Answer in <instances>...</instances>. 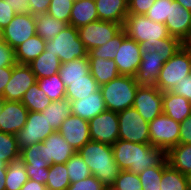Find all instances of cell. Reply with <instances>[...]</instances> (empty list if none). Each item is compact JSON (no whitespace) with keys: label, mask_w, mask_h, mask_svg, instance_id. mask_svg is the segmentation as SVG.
<instances>
[{"label":"cell","mask_w":191,"mask_h":190,"mask_svg":"<svg viewBox=\"0 0 191 190\" xmlns=\"http://www.w3.org/2000/svg\"><path fill=\"white\" fill-rule=\"evenodd\" d=\"M55 130L41 112L29 111L27 121L16 134L17 144L20 151L35 143L43 142Z\"/></svg>","instance_id":"cell-10"},{"label":"cell","mask_w":191,"mask_h":190,"mask_svg":"<svg viewBox=\"0 0 191 190\" xmlns=\"http://www.w3.org/2000/svg\"><path fill=\"white\" fill-rule=\"evenodd\" d=\"M21 102L28 111L42 112L52 101L36 82L25 92Z\"/></svg>","instance_id":"cell-35"},{"label":"cell","mask_w":191,"mask_h":190,"mask_svg":"<svg viewBox=\"0 0 191 190\" xmlns=\"http://www.w3.org/2000/svg\"><path fill=\"white\" fill-rule=\"evenodd\" d=\"M45 50L58 56L62 63L88 56V51L78 37L77 28L68 25L55 38L46 41Z\"/></svg>","instance_id":"cell-5"},{"label":"cell","mask_w":191,"mask_h":190,"mask_svg":"<svg viewBox=\"0 0 191 190\" xmlns=\"http://www.w3.org/2000/svg\"><path fill=\"white\" fill-rule=\"evenodd\" d=\"M66 168L70 183L78 182L92 175L89 166L83 161L78 152L66 162Z\"/></svg>","instance_id":"cell-40"},{"label":"cell","mask_w":191,"mask_h":190,"mask_svg":"<svg viewBox=\"0 0 191 190\" xmlns=\"http://www.w3.org/2000/svg\"><path fill=\"white\" fill-rule=\"evenodd\" d=\"M111 190H142L139 175L121 170Z\"/></svg>","instance_id":"cell-43"},{"label":"cell","mask_w":191,"mask_h":190,"mask_svg":"<svg viewBox=\"0 0 191 190\" xmlns=\"http://www.w3.org/2000/svg\"><path fill=\"white\" fill-rule=\"evenodd\" d=\"M163 113L181 123L191 114V103L183 96L171 91L163 92Z\"/></svg>","instance_id":"cell-23"},{"label":"cell","mask_w":191,"mask_h":190,"mask_svg":"<svg viewBox=\"0 0 191 190\" xmlns=\"http://www.w3.org/2000/svg\"><path fill=\"white\" fill-rule=\"evenodd\" d=\"M181 6L185 7L189 11H191V0H175Z\"/></svg>","instance_id":"cell-59"},{"label":"cell","mask_w":191,"mask_h":190,"mask_svg":"<svg viewBox=\"0 0 191 190\" xmlns=\"http://www.w3.org/2000/svg\"><path fill=\"white\" fill-rule=\"evenodd\" d=\"M122 29L126 36L140 44L142 53L156 52L155 48L159 40L170 36L165 24L155 22L146 15H128Z\"/></svg>","instance_id":"cell-3"},{"label":"cell","mask_w":191,"mask_h":190,"mask_svg":"<svg viewBox=\"0 0 191 190\" xmlns=\"http://www.w3.org/2000/svg\"><path fill=\"white\" fill-rule=\"evenodd\" d=\"M99 20L124 23L128 16V0H94Z\"/></svg>","instance_id":"cell-22"},{"label":"cell","mask_w":191,"mask_h":190,"mask_svg":"<svg viewBox=\"0 0 191 190\" xmlns=\"http://www.w3.org/2000/svg\"><path fill=\"white\" fill-rule=\"evenodd\" d=\"M184 45H191V33H190L188 39L185 41Z\"/></svg>","instance_id":"cell-60"},{"label":"cell","mask_w":191,"mask_h":190,"mask_svg":"<svg viewBox=\"0 0 191 190\" xmlns=\"http://www.w3.org/2000/svg\"><path fill=\"white\" fill-rule=\"evenodd\" d=\"M25 168L29 179L46 184L49 175V167L25 164Z\"/></svg>","instance_id":"cell-49"},{"label":"cell","mask_w":191,"mask_h":190,"mask_svg":"<svg viewBox=\"0 0 191 190\" xmlns=\"http://www.w3.org/2000/svg\"><path fill=\"white\" fill-rule=\"evenodd\" d=\"M46 41L39 35H34L15 48L17 64L28 65L45 50Z\"/></svg>","instance_id":"cell-28"},{"label":"cell","mask_w":191,"mask_h":190,"mask_svg":"<svg viewBox=\"0 0 191 190\" xmlns=\"http://www.w3.org/2000/svg\"><path fill=\"white\" fill-rule=\"evenodd\" d=\"M63 83L66 87V98L70 101L80 100L89 96V94L97 91L100 87L90 73L85 75L84 79L64 81Z\"/></svg>","instance_id":"cell-29"},{"label":"cell","mask_w":191,"mask_h":190,"mask_svg":"<svg viewBox=\"0 0 191 190\" xmlns=\"http://www.w3.org/2000/svg\"><path fill=\"white\" fill-rule=\"evenodd\" d=\"M156 0H128V15H145Z\"/></svg>","instance_id":"cell-50"},{"label":"cell","mask_w":191,"mask_h":190,"mask_svg":"<svg viewBox=\"0 0 191 190\" xmlns=\"http://www.w3.org/2000/svg\"><path fill=\"white\" fill-rule=\"evenodd\" d=\"M106 110L100 89L80 100L71 101V113L85 120H91Z\"/></svg>","instance_id":"cell-21"},{"label":"cell","mask_w":191,"mask_h":190,"mask_svg":"<svg viewBox=\"0 0 191 190\" xmlns=\"http://www.w3.org/2000/svg\"><path fill=\"white\" fill-rule=\"evenodd\" d=\"M114 161L121 170L139 174L147 168L168 166L166 152L151 144H141L118 139L113 145Z\"/></svg>","instance_id":"cell-1"},{"label":"cell","mask_w":191,"mask_h":190,"mask_svg":"<svg viewBox=\"0 0 191 190\" xmlns=\"http://www.w3.org/2000/svg\"><path fill=\"white\" fill-rule=\"evenodd\" d=\"M167 166H155L147 168L139 173L142 190H160L161 177L163 170Z\"/></svg>","instance_id":"cell-41"},{"label":"cell","mask_w":191,"mask_h":190,"mask_svg":"<svg viewBox=\"0 0 191 190\" xmlns=\"http://www.w3.org/2000/svg\"><path fill=\"white\" fill-rule=\"evenodd\" d=\"M90 63V74L99 86L109 83L120 74L114 60L103 58H88Z\"/></svg>","instance_id":"cell-25"},{"label":"cell","mask_w":191,"mask_h":190,"mask_svg":"<svg viewBox=\"0 0 191 190\" xmlns=\"http://www.w3.org/2000/svg\"><path fill=\"white\" fill-rule=\"evenodd\" d=\"M70 184L66 163L49 166V175L45 184L47 190H67Z\"/></svg>","instance_id":"cell-37"},{"label":"cell","mask_w":191,"mask_h":190,"mask_svg":"<svg viewBox=\"0 0 191 190\" xmlns=\"http://www.w3.org/2000/svg\"><path fill=\"white\" fill-rule=\"evenodd\" d=\"M140 67L137 70L135 80L138 85H155L162 66L167 60L156 52L142 53Z\"/></svg>","instance_id":"cell-20"},{"label":"cell","mask_w":191,"mask_h":190,"mask_svg":"<svg viewBox=\"0 0 191 190\" xmlns=\"http://www.w3.org/2000/svg\"><path fill=\"white\" fill-rule=\"evenodd\" d=\"M73 3L74 0H51L47 13L69 25Z\"/></svg>","instance_id":"cell-44"},{"label":"cell","mask_w":191,"mask_h":190,"mask_svg":"<svg viewBox=\"0 0 191 190\" xmlns=\"http://www.w3.org/2000/svg\"><path fill=\"white\" fill-rule=\"evenodd\" d=\"M28 113V109L22 104V102L2 99L0 131L16 135L24 127Z\"/></svg>","instance_id":"cell-16"},{"label":"cell","mask_w":191,"mask_h":190,"mask_svg":"<svg viewBox=\"0 0 191 190\" xmlns=\"http://www.w3.org/2000/svg\"><path fill=\"white\" fill-rule=\"evenodd\" d=\"M16 64L15 49L9 46L3 39H0V68Z\"/></svg>","instance_id":"cell-48"},{"label":"cell","mask_w":191,"mask_h":190,"mask_svg":"<svg viewBox=\"0 0 191 190\" xmlns=\"http://www.w3.org/2000/svg\"><path fill=\"white\" fill-rule=\"evenodd\" d=\"M168 164L191 178V144H178L166 153Z\"/></svg>","instance_id":"cell-26"},{"label":"cell","mask_w":191,"mask_h":190,"mask_svg":"<svg viewBox=\"0 0 191 190\" xmlns=\"http://www.w3.org/2000/svg\"><path fill=\"white\" fill-rule=\"evenodd\" d=\"M140 85L134 76L119 75L109 83L99 87L107 110L121 112L132 107L136 92Z\"/></svg>","instance_id":"cell-4"},{"label":"cell","mask_w":191,"mask_h":190,"mask_svg":"<svg viewBox=\"0 0 191 190\" xmlns=\"http://www.w3.org/2000/svg\"><path fill=\"white\" fill-rule=\"evenodd\" d=\"M58 132L76 152L91 140L88 120L73 114L65 118Z\"/></svg>","instance_id":"cell-17"},{"label":"cell","mask_w":191,"mask_h":190,"mask_svg":"<svg viewBox=\"0 0 191 190\" xmlns=\"http://www.w3.org/2000/svg\"><path fill=\"white\" fill-rule=\"evenodd\" d=\"M77 152L89 166L92 175L110 189L121 172L119 165L114 161L112 146L90 140Z\"/></svg>","instance_id":"cell-2"},{"label":"cell","mask_w":191,"mask_h":190,"mask_svg":"<svg viewBox=\"0 0 191 190\" xmlns=\"http://www.w3.org/2000/svg\"><path fill=\"white\" fill-rule=\"evenodd\" d=\"M107 188L94 175L71 183L67 190H106Z\"/></svg>","instance_id":"cell-47"},{"label":"cell","mask_w":191,"mask_h":190,"mask_svg":"<svg viewBox=\"0 0 191 190\" xmlns=\"http://www.w3.org/2000/svg\"><path fill=\"white\" fill-rule=\"evenodd\" d=\"M16 12L12 10L8 2L0 0V30H3L13 20Z\"/></svg>","instance_id":"cell-51"},{"label":"cell","mask_w":191,"mask_h":190,"mask_svg":"<svg viewBox=\"0 0 191 190\" xmlns=\"http://www.w3.org/2000/svg\"><path fill=\"white\" fill-rule=\"evenodd\" d=\"M150 144L166 153L179 144L180 123L162 113L149 122Z\"/></svg>","instance_id":"cell-8"},{"label":"cell","mask_w":191,"mask_h":190,"mask_svg":"<svg viewBox=\"0 0 191 190\" xmlns=\"http://www.w3.org/2000/svg\"><path fill=\"white\" fill-rule=\"evenodd\" d=\"M160 190H191V178L168 165L161 177Z\"/></svg>","instance_id":"cell-34"},{"label":"cell","mask_w":191,"mask_h":190,"mask_svg":"<svg viewBox=\"0 0 191 190\" xmlns=\"http://www.w3.org/2000/svg\"><path fill=\"white\" fill-rule=\"evenodd\" d=\"M37 84L51 101H59L66 98V87L59 73L50 77L39 78L37 79Z\"/></svg>","instance_id":"cell-36"},{"label":"cell","mask_w":191,"mask_h":190,"mask_svg":"<svg viewBox=\"0 0 191 190\" xmlns=\"http://www.w3.org/2000/svg\"><path fill=\"white\" fill-rule=\"evenodd\" d=\"M191 73V54L183 45L161 68L155 86L161 92L172 91L183 78Z\"/></svg>","instance_id":"cell-6"},{"label":"cell","mask_w":191,"mask_h":190,"mask_svg":"<svg viewBox=\"0 0 191 190\" xmlns=\"http://www.w3.org/2000/svg\"><path fill=\"white\" fill-rule=\"evenodd\" d=\"M34 35H36L35 16L30 13L16 14L7 27L1 30V39L14 49Z\"/></svg>","instance_id":"cell-13"},{"label":"cell","mask_w":191,"mask_h":190,"mask_svg":"<svg viewBox=\"0 0 191 190\" xmlns=\"http://www.w3.org/2000/svg\"><path fill=\"white\" fill-rule=\"evenodd\" d=\"M162 102L163 92L155 85H140L132 107L149 123L163 113Z\"/></svg>","instance_id":"cell-12"},{"label":"cell","mask_w":191,"mask_h":190,"mask_svg":"<svg viewBox=\"0 0 191 190\" xmlns=\"http://www.w3.org/2000/svg\"><path fill=\"white\" fill-rule=\"evenodd\" d=\"M92 141L113 145L119 139L118 114L105 110L88 121Z\"/></svg>","instance_id":"cell-11"},{"label":"cell","mask_w":191,"mask_h":190,"mask_svg":"<svg viewBox=\"0 0 191 190\" xmlns=\"http://www.w3.org/2000/svg\"><path fill=\"white\" fill-rule=\"evenodd\" d=\"M89 73L90 63L88 56L62 63L59 69V75L63 82L84 79V76L88 75Z\"/></svg>","instance_id":"cell-33"},{"label":"cell","mask_w":191,"mask_h":190,"mask_svg":"<svg viewBox=\"0 0 191 190\" xmlns=\"http://www.w3.org/2000/svg\"><path fill=\"white\" fill-rule=\"evenodd\" d=\"M13 66H6L0 68V97L3 95L6 84L11 78Z\"/></svg>","instance_id":"cell-56"},{"label":"cell","mask_w":191,"mask_h":190,"mask_svg":"<svg viewBox=\"0 0 191 190\" xmlns=\"http://www.w3.org/2000/svg\"><path fill=\"white\" fill-rule=\"evenodd\" d=\"M51 0H29L30 14L38 15L47 13Z\"/></svg>","instance_id":"cell-54"},{"label":"cell","mask_w":191,"mask_h":190,"mask_svg":"<svg viewBox=\"0 0 191 190\" xmlns=\"http://www.w3.org/2000/svg\"><path fill=\"white\" fill-rule=\"evenodd\" d=\"M121 30L122 24L104 20H98L77 28L78 37L87 51L103 46Z\"/></svg>","instance_id":"cell-9"},{"label":"cell","mask_w":191,"mask_h":190,"mask_svg":"<svg viewBox=\"0 0 191 190\" xmlns=\"http://www.w3.org/2000/svg\"><path fill=\"white\" fill-rule=\"evenodd\" d=\"M165 26L170 36L178 38L182 43H185L191 33V11L173 0Z\"/></svg>","instance_id":"cell-19"},{"label":"cell","mask_w":191,"mask_h":190,"mask_svg":"<svg viewBox=\"0 0 191 190\" xmlns=\"http://www.w3.org/2000/svg\"><path fill=\"white\" fill-rule=\"evenodd\" d=\"M37 78L28 65L16 64L1 98L7 101H20L25 92L35 83Z\"/></svg>","instance_id":"cell-14"},{"label":"cell","mask_w":191,"mask_h":190,"mask_svg":"<svg viewBox=\"0 0 191 190\" xmlns=\"http://www.w3.org/2000/svg\"><path fill=\"white\" fill-rule=\"evenodd\" d=\"M173 0H156L145 14L149 19L165 24L169 18L170 5Z\"/></svg>","instance_id":"cell-46"},{"label":"cell","mask_w":191,"mask_h":190,"mask_svg":"<svg viewBox=\"0 0 191 190\" xmlns=\"http://www.w3.org/2000/svg\"><path fill=\"white\" fill-rule=\"evenodd\" d=\"M21 190H47L46 185L35 180L28 179Z\"/></svg>","instance_id":"cell-57"},{"label":"cell","mask_w":191,"mask_h":190,"mask_svg":"<svg viewBox=\"0 0 191 190\" xmlns=\"http://www.w3.org/2000/svg\"><path fill=\"white\" fill-rule=\"evenodd\" d=\"M179 144H191V114L180 123Z\"/></svg>","instance_id":"cell-53"},{"label":"cell","mask_w":191,"mask_h":190,"mask_svg":"<svg viewBox=\"0 0 191 190\" xmlns=\"http://www.w3.org/2000/svg\"><path fill=\"white\" fill-rule=\"evenodd\" d=\"M140 44L126 36L114 58L120 75L135 76L142 59Z\"/></svg>","instance_id":"cell-15"},{"label":"cell","mask_w":191,"mask_h":190,"mask_svg":"<svg viewBox=\"0 0 191 190\" xmlns=\"http://www.w3.org/2000/svg\"><path fill=\"white\" fill-rule=\"evenodd\" d=\"M174 94L183 96L191 103V73L183 78L177 85L172 89Z\"/></svg>","instance_id":"cell-52"},{"label":"cell","mask_w":191,"mask_h":190,"mask_svg":"<svg viewBox=\"0 0 191 190\" xmlns=\"http://www.w3.org/2000/svg\"><path fill=\"white\" fill-rule=\"evenodd\" d=\"M1 108H2V98L0 97V111H1Z\"/></svg>","instance_id":"cell-62"},{"label":"cell","mask_w":191,"mask_h":190,"mask_svg":"<svg viewBox=\"0 0 191 190\" xmlns=\"http://www.w3.org/2000/svg\"><path fill=\"white\" fill-rule=\"evenodd\" d=\"M98 20L99 18L94 0H74L70 13L69 25L80 28L81 26Z\"/></svg>","instance_id":"cell-24"},{"label":"cell","mask_w":191,"mask_h":190,"mask_svg":"<svg viewBox=\"0 0 191 190\" xmlns=\"http://www.w3.org/2000/svg\"><path fill=\"white\" fill-rule=\"evenodd\" d=\"M75 153L76 150L58 131L53 132L43 141V160L49 165L64 164Z\"/></svg>","instance_id":"cell-18"},{"label":"cell","mask_w":191,"mask_h":190,"mask_svg":"<svg viewBox=\"0 0 191 190\" xmlns=\"http://www.w3.org/2000/svg\"><path fill=\"white\" fill-rule=\"evenodd\" d=\"M8 2L11 6L12 10L16 12V14H28L30 13V4L29 0H4Z\"/></svg>","instance_id":"cell-55"},{"label":"cell","mask_w":191,"mask_h":190,"mask_svg":"<svg viewBox=\"0 0 191 190\" xmlns=\"http://www.w3.org/2000/svg\"><path fill=\"white\" fill-rule=\"evenodd\" d=\"M60 65L59 57L46 50L28 64L37 79L58 74Z\"/></svg>","instance_id":"cell-27"},{"label":"cell","mask_w":191,"mask_h":190,"mask_svg":"<svg viewBox=\"0 0 191 190\" xmlns=\"http://www.w3.org/2000/svg\"><path fill=\"white\" fill-rule=\"evenodd\" d=\"M184 45L178 38L169 36L168 38L160 39L156 45V54L164 57L167 61L174 56Z\"/></svg>","instance_id":"cell-45"},{"label":"cell","mask_w":191,"mask_h":190,"mask_svg":"<svg viewBox=\"0 0 191 190\" xmlns=\"http://www.w3.org/2000/svg\"><path fill=\"white\" fill-rule=\"evenodd\" d=\"M36 34L43 40L55 38L68 24L58 20L48 13L35 15Z\"/></svg>","instance_id":"cell-30"},{"label":"cell","mask_w":191,"mask_h":190,"mask_svg":"<svg viewBox=\"0 0 191 190\" xmlns=\"http://www.w3.org/2000/svg\"><path fill=\"white\" fill-rule=\"evenodd\" d=\"M191 54V45H184Z\"/></svg>","instance_id":"cell-61"},{"label":"cell","mask_w":191,"mask_h":190,"mask_svg":"<svg viewBox=\"0 0 191 190\" xmlns=\"http://www.w3.org/2000/svg\"><path fill=\"white\" fill-rule=\"evenodd\" d=\"M7 165L0 160V190H5V177H6Z\"/></svg>","instance_id":"cell-58"},{"label":"cell","mask_w":191,"mask_h":190,"mask_svg":"<svg viewBox=\"0 0 191 190\" xmlns=\"http://www.w3.org/2000/svg\"><path fill=\"white\" fill-rule=\"evenodd\" d=\"M20 158L25 164L33 166L49 167L50 165L43 160V142L35 143L25 147L20 151Z\"/></svg>","instance_id":"cell-42"},{"label":"cell","mask_w":191,"mask_h":190,"mask_svg":"<svg viewBox=\"0 0 191 190\" xmlns=\"http://www.w3.org/2000/svg\"><path fill=\"white\" fill-rule=\"evenodd\" d=\"M126 37L125 31L122 29L114 38L100 47H95L88 51V58H103L114 60L123 39Z\"/></svg>","instance_id":"cell-38"},{"label":"cell","mask_w":191,"mask_h":190,"mask_svg":"<svg viewBox=\"0 0 191 190\" xmlns=\"http://www.w3.org/2000/svg\"><path fill=\"white\" fill-rule=\"evenodd\" d=\"M41 113L46 117L50 126L58 131L65 118L72 114L71 101L67 98L52 101Z\"/></svg>","instance_id":"cell-31"},{"label":"cell","mask_w":191,"mask_h":190,"mask_svg":"<svg viewBox=\"0 0 191 190\" xmlns=\"http://www.w3.org/2000/svg\"><path fill=\"white\" fill-rule=\"evenodd\" d=\"M25 163L21 158L12 160L7 164L5 177V190H21L28 181Z\"/></svg>","instance_id":"cell-32"},{"label":"cell","mask_w":191,"mask_h":190,"mask_svg":"<svg viewBox=\"0 0 191 190\" xmlns=\"http://www.w3.org/2000/svg\"><path fill=\"white\" fill-rule=\"evenodd\" d=\"M119 139L141 144H150L149 123L134 107L118 112Z\"/></svg>","instance_id":"cell-7"},{"label":"cell","mask_w":191,"mask_h":190,"mask_svg":"<svg viewBox=\"0 0 191 190\" xmlns=\"http://www.w3.org/2000/svg\"><path fill=\"white\" fill-rule=\"evenodd\" d=\"M20 158L16 135L0 131V160L6 165Z\"/></svg>","instance_id":"cell-39"}]
</instances>
